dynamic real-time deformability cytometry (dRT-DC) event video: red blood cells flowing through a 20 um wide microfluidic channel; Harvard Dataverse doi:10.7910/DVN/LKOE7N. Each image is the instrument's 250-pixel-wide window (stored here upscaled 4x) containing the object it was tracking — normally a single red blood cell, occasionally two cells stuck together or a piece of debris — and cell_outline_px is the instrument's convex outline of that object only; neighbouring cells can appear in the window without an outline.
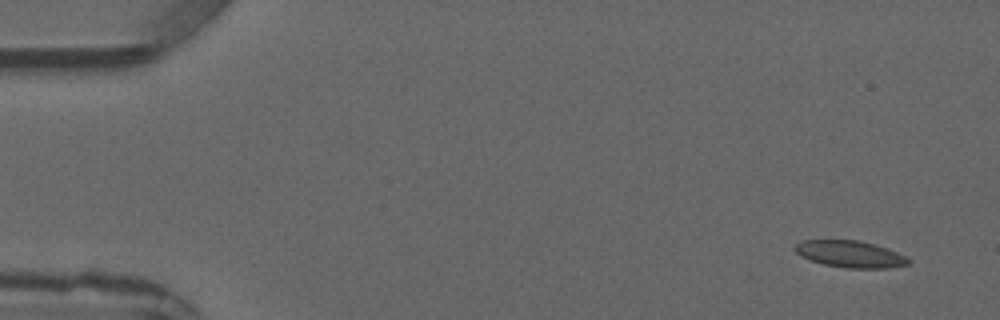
{"species": "common noctule bat (a hibernating species)", "species_latin": "Nyctalus noctula", "temperature_condition": "warm", "stored_images_in_passage": 4, "camera_frame_rate_fps": 3000, "um_per_image_px": 0.085, "animal": {"sex": "male", "forearm_length_mm": 52.5}, "frame": {"image": 1, "passage_image": 1, "time_ms": 0.0, "image_size_px": [1000, 320], "cell_outline_px": [[912, 260], [908, 264], [888, 268], [848, 268], [824, 264], [800, 256], [792, 248], [800, 240], [860, 240], [888, 248]], "centroid_in_image_um": [72.25, 21.59], "position_along_channel_um": 12.8, "area_um2": 17.69}}
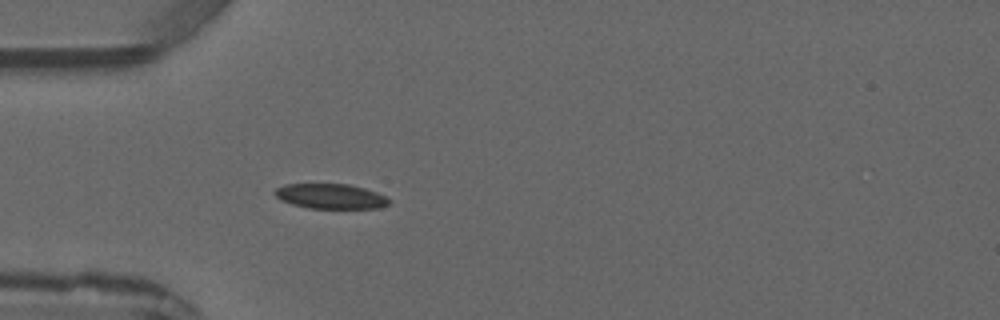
{"frame": {"image": 2, "passage_image": 4, "time_ms": 3.667, "image_size_px": [1000, 320], "cell_outline_px": [[392, 200], [388, 204], [380, 208], [308, 208], [292, 204], [280, 200], [272, 192], [276, 188], [284, 184], [348, 184], [364, 188], [388, 196]], "centroid_in_image_um": [28.11, 16.68], "position_along_channel_um": 56.9, "area_um2": 16.76}}